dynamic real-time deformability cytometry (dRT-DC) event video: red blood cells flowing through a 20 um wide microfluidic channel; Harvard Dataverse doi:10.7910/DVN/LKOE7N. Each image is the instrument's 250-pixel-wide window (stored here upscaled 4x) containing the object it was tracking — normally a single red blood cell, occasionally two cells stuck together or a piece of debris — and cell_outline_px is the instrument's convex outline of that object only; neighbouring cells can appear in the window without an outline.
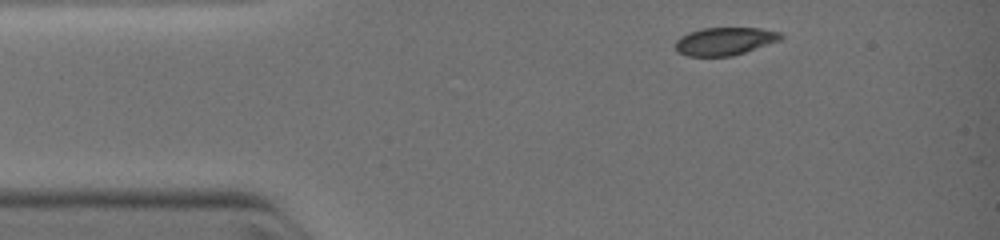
{"species": "common noctule bat (a hibernating species)", "species_latin": "Nyctalus noctula", "temperature_condition": "warm", "stored_images_in_passage": 16, "camera_frame_rate_fps": 3000, "um_per_image_px": 0.085, "animal": {"sex": "female", "body_mass_g": 19.0, "forearm_length_mm": 51.5}, "frame": {"image": 1, "passage_image": 1, "time_ms": 0.0, "image_size_px": [1000, 240], "cell_outline_px": [[784, 36], [780, 40], [732, 56], [688, 56], [676, 52], [676, 40], [680, 36], [688, 32], [704, 28], [760, 28], [780, 32]], "centroid_in_image_um": [61.58, 3.5], "position_along_channel_um": 23.4, "area_um2": 17.05}}
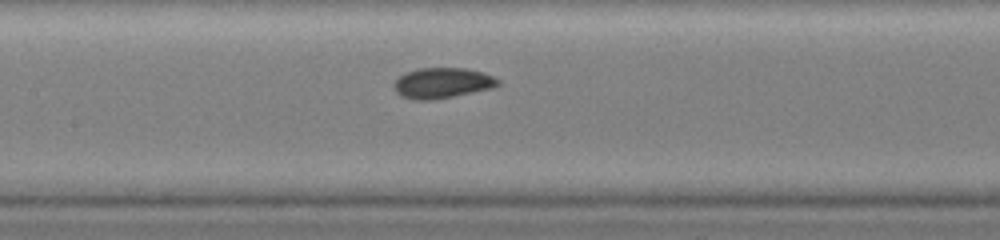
{"frame": {"image": 2, "passage_image": 10, "time_ms": 4.0, "image_size_px": [1000, 240], "cell_outline_px": [[500, 84], [492, 88], [432, 100], [416, 100], [404, 96], [396, 92], [392, 84], [404, 72], [420, 68], [464, 68], [484, 72], [500, 80]], "centroid_in_image_um": [37.59, 7.04], "position_along_channel_um": 169.8, "area_um2": 18.38}}
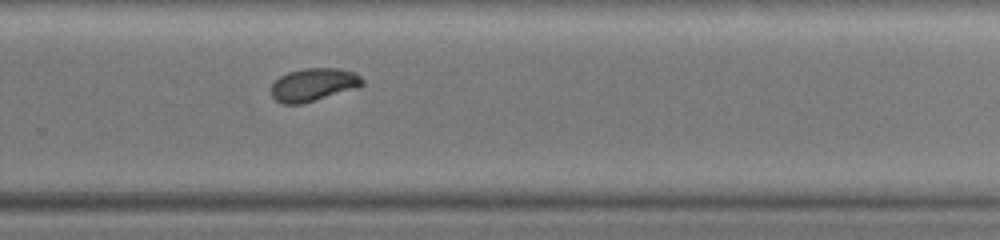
{"frame": {"image": 3, "passage_image": 16, "time_ms": 6.667, "image_size_px": [1000, 240], "cell_outline_px": [[364, 84], [300, 104], [284, 104], [276, 100], [272, 96], [272, 84], [280, 76], [288, 72], [304, 68], [340, 68], [356, 72], [364, 80]], "centroid_in_image_um": [26.62, 7.16], "position_along_channel_um": 303.2, "area_um2": 17.05}}